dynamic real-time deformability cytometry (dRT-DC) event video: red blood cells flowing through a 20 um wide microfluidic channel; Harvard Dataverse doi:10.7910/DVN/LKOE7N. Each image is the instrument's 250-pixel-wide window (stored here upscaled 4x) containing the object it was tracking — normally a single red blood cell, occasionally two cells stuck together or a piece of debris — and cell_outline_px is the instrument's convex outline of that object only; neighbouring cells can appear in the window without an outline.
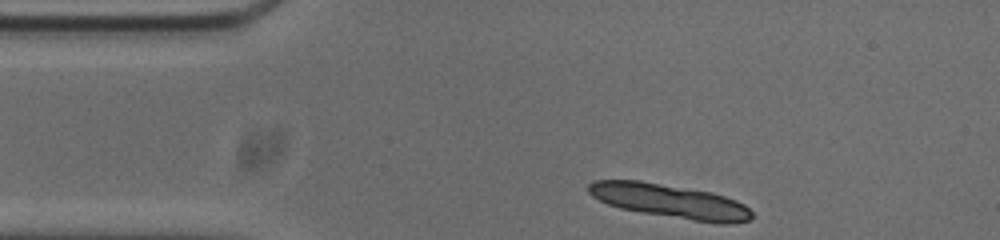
{"species": "common noctule bat (a hibernating species)", "species_latin": "Nyctalus noctula", "temperature_condition": "cold", "stored_images_in_passage": 22, "segment_of_instrument_passage": [1, 2], "camera_frame_rate_fps": 3000, "um_per_image_px": 0.085, "animal": {"sex": "male", "body_mass_g": 20.0, "forearm_length_mm": 53.3}, "frame": {"image": 1, "passage_image": 1, "time_ms": 0.0, "image_size_px": [1000, 240], "cell_outline_px": [[752, 220], [732, 224], [716, 224], [620, 208], [608, 204], [592, 196], [588, 192], [588, 184], [592, 180], [640, 180], [712, 192], [736, 200], [744, 204], [752, 212]], "centroid_in_image_um": [56.98, 17.09], "position_along_channel_um": 28.0, "area_um2": 32.25}}